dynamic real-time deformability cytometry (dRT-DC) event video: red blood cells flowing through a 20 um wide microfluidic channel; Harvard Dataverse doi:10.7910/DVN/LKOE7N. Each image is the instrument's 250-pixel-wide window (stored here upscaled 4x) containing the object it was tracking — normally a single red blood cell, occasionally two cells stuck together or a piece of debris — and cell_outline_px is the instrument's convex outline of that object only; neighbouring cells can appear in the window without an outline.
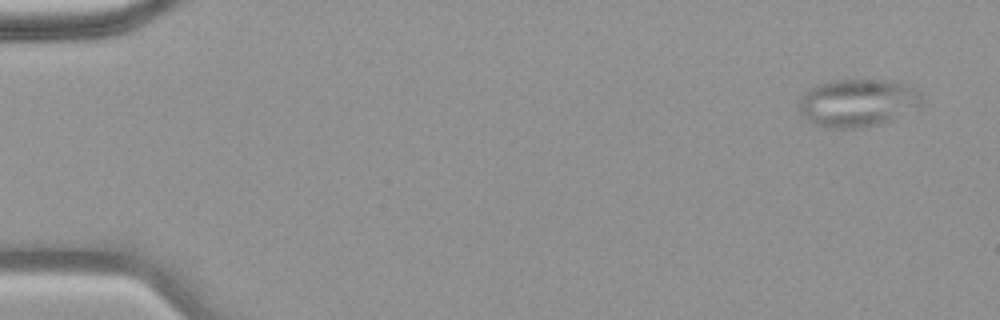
{"species": "common noctule bat (a hibernating species)", "species_latin": "Nyctalus noctula", "temperature_condition": "warm", "stored_images_in_passage": 5, "camera_frame_rate_fps": 3000, "um_per_image_px": 0.085, "animal": {"sex": "female", "body_mass_g": 18.4}, "frame": {"image": 1, "passage_image": 1, "time_ms": 0.0, "image_size_px": [1000, 320], "cell_outline_px": [[924, 100], [920, 108], [892, 120], [864, 128], [824, 128], [808, 120], [800, 112], [800, 96], [804, 92], [820, 84], [832, 80], [888, 80], [908, 84], [924, 92]], "centroid_in_image_um": [73.0, 8.74], "position_along_channel_um": 12.0, "area_um2": 34.8}}